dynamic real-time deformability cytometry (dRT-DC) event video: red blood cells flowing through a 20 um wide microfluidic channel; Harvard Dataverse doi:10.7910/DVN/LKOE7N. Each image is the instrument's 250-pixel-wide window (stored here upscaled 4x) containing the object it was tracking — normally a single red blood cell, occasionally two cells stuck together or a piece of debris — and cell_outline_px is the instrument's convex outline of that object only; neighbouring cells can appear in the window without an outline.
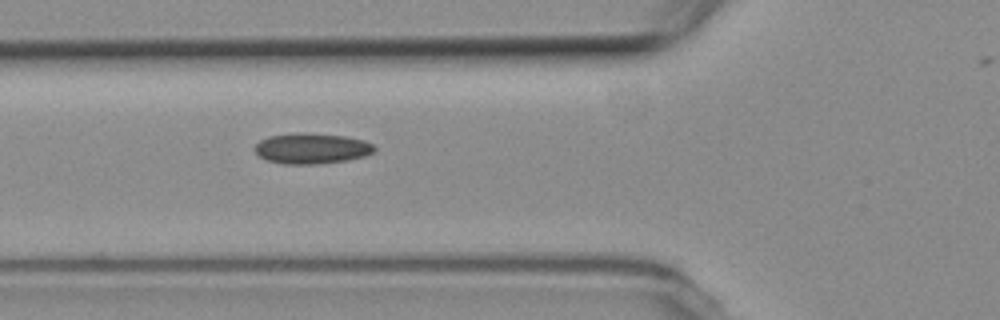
{"species": "common noctule bat (a hibernating species)", "species_latin": "Nyctalus noctula", "temperature_condition": "room temperature", "stored_images_in_passage": 6, "camera_frame_rate_fps": 3000, "um_per_image_px": 0.085, "animal": {"sex": "female", "body_mass_g": 19.3, "forearm_length_mm": 54.1}, "frame": {"image": 1, "passage_image": 6, "time_ms": 6.667, "image_size_px": [1000, 320], "cell_outline_px": [[376, 148], [372, 152], [364, 156], [348, 160], [320, 164], [284, 164], [268, 160], [260, 156], [252, 148], [260, 140], [268, 136], [300, 132], [308, 132], [344, 136], [364, 140], [372, 144]], "centroid_in_image_um": [26.47, 12.61], "position_along_channel_um": 99.3, "area_um2": 21.44}}